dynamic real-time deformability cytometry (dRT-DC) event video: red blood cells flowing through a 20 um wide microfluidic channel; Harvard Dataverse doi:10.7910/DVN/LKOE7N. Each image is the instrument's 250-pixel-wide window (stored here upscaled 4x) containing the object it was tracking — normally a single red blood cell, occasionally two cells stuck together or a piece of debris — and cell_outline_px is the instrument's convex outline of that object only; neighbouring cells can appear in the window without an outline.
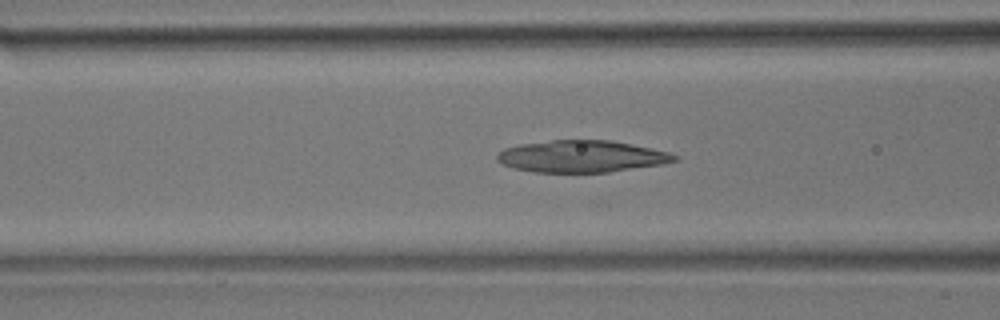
{"species": "common noctule bat (a hibernating species)", "species_latin": "Nyctalus noctula", "temperature_condition": "room temperature", "stored_images_in_passage": 39, "camera_frame_rate_fps": 3000, "um_per_image_px": 0.085, "animal": {"sex": "male", "body_mass_g": 17.9}, "frame": {"image": 1, "passage_image": 7, "time_ms": 2.0, "image_size_px": [1000, 320], "cell_outline_px": [[680, 160], [664, 164], [608, 172], [532, 172], [500, 164], [496, 160], [496, 156], [504, 148], [520, 144], [552, 140], [612, 140], [652, 148], [668, 152], [680, 156]], "centroid_in_image_um": [49.47, 13.29], "position_along_channel_um": 117.1, "area_um2": 33.18}}
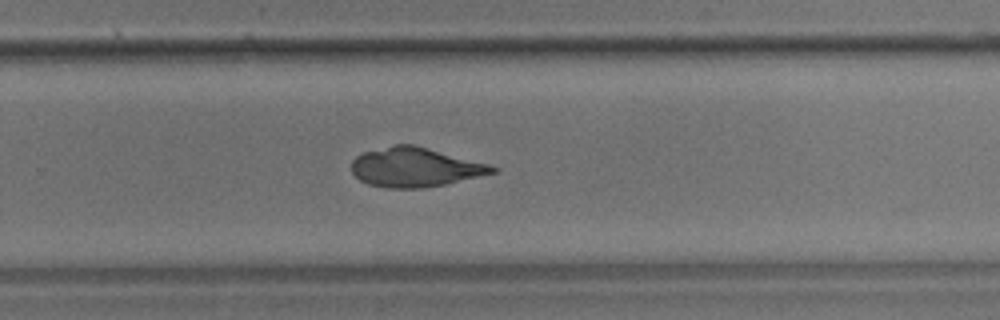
{"frame": {"image": 2, "passage_image": 21, "time_ms": 6.667, "image_size_px": [1000, 320], "cell_outline_px": [[500, 172], [444, 184], [420, 188], [384, 188], [368, 184], [360, 180], [352, 172], [352, 160], [356, 156], [364, 152], [396, 144], [412, 144], [488, 164], [500, 168]], "centroid_in_image_um": [35.29, 14.22], "position_along_channel_um": 294.5, "area_um2": 32.08}}
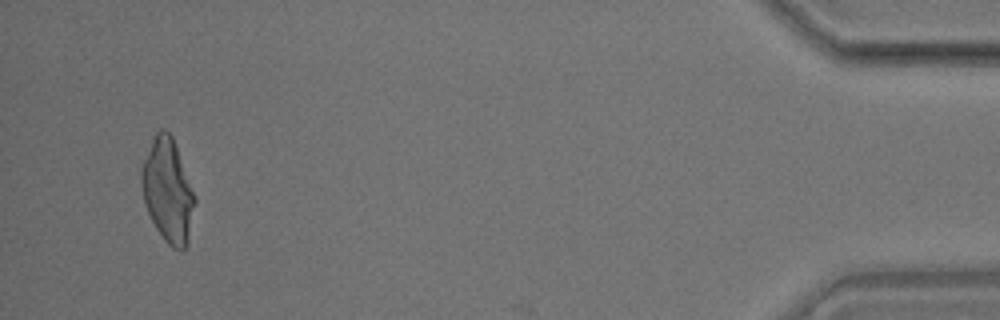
{"frame": {"image": 3, "passage_image": 37, "time_ms": 12.0, "image_size_px": [1000, 320], "cell_outline_px": [[196, 204], [188, 244], [184, 252], [180, 252], [172, 248], [164, 240], [156, 228], [148, 212], [144, 200], [140, 184], [140, 168], [152, 140], [156, 132], [160, 128], [164, 128], [172, 136], [196, 200]], "centroid_in_image_um": [14.26, 16.25], "position_along_channel_um": 420.9, "area_um2": 32.19}}